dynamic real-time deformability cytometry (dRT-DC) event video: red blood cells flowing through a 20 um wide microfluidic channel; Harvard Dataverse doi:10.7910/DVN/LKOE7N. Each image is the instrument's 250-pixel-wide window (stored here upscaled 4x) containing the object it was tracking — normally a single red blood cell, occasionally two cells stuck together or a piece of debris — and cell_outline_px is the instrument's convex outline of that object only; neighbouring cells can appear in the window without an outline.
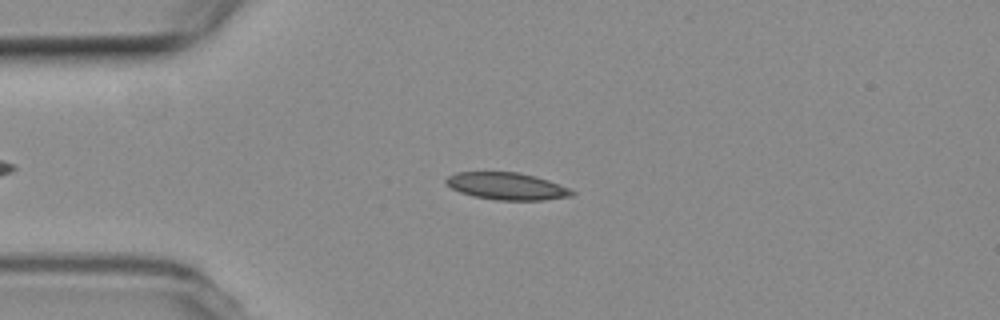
{"species": "common noctule bat (a hibernating species)", "species_latin": "Nyctalus noctula", "temperature_condition": "room temperature", "stored_images_in_passage": 15, "camera_frame_rate_fps": 3000, "um_per_image_px": 0.085, "animal": {"sex": "female", "body_mass_g": 19.3, "forearm_length_mm": 54.1}, "frame": {"image": 1, "passage_image": 11, "time_ms": 3.333, "image_size_px": [1000, 320], "cell_outline_px": [[576, 192], [572, 196], [544, 200], [496, 200], [472, 196], [460, 192], [444, 184], [444, 180], [448, 176], [456, 172], [516, 172], [536, 176], [560, 184]], "centroid_in_image_um": [43.06, 15.82], "position_along_channel_um": 41.9, "area_um2": 20.06}}